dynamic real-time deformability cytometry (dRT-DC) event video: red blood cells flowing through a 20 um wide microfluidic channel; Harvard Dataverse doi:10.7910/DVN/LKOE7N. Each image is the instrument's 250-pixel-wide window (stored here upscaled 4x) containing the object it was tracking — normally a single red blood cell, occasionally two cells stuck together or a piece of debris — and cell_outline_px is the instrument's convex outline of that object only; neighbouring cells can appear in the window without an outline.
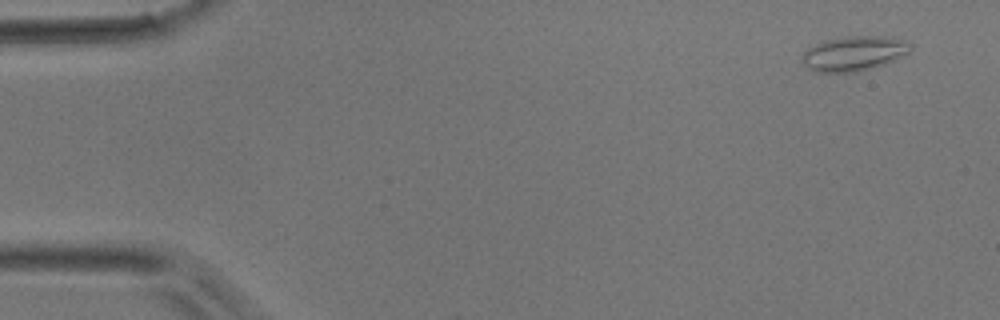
{"species": "common noctule bat (a hibernating species)", "species_latin": "Nyctalus noctula", "temperature_condition": "room temperature", "stored_images_in_passage": 4, "camera_frame_rate_fps": 3000, "um_per_image_px": 0.085, "animal": {"sex": "male", "body_mass_g": 17.9}, "frame": {"image": 1, "passage_image": 1, "time_ms": 0.0, "image_size_px": [1000, 320], "cell_outline_px": [[912, 48], [908, 52], [884, 64], [852, 72], [812, 72], [800, 60], [800, 56], [808, 48], [824, 40], [848, 36], [884, 36], [908, 40], [912, 44]], "centroid_in_image_um": [72.55, 4.53], "position_along_channel_um": 12.5, "area_um2": 21.91}}